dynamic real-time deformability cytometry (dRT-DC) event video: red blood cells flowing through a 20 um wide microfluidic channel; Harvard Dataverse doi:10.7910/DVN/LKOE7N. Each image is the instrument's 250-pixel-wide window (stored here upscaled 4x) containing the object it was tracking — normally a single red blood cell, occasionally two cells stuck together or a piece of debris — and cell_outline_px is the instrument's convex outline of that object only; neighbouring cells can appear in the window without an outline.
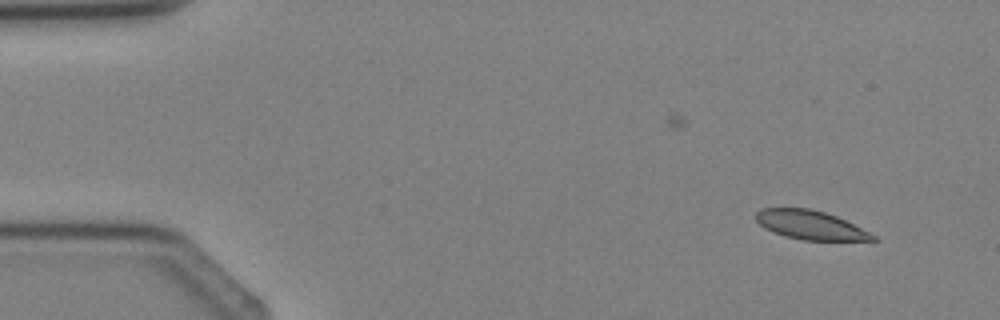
{"species": "Egyptian fruit bat (a non-hibernating species)", "species_latin": "Rousettus aegyptiacus", "temperature_condition": "cold", "stored_images_in_passage": 4, "camera_frame_rate_fps": 3000, "um_per_image_px": 0.085, "animal": {"sex": "female"}, "frame": {"image": 1, "passage_image": 2, "time_ms": 1.333, "image_size_px": [1000, 320], "cell_outline_px": [[880, 240], [804, 240], [784, 236], [764, 228], [756, 220], [756, 212], [760, 208], [808, 208], [824, 212], [836, 216], [876, 236]], "centroid_in_image_um": [68.84, 19.12], "position_along_channel_um": 16.2, "area_um2": 19.42}}
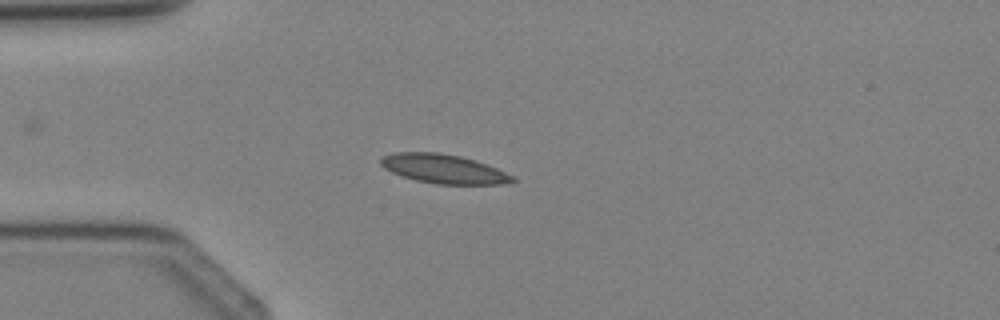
{"frame": {"image": 2, "passage_image": 4, "time_ms": 3.667, "image_size_px": [1000, 320], "cell_outline_px": [[516, 180], [504, 184], [436, 184], [416, 180], [400, 176], [384, 168], [380, 164], [380, 156], [396, 152], [440, 152], [460, 156], [476, 160], [488, 164], [512, 176]], "centroid_in_image_um": [37.66, 14.34], "position_along_channel_um": 47.3, "area_um2": 22.43}}